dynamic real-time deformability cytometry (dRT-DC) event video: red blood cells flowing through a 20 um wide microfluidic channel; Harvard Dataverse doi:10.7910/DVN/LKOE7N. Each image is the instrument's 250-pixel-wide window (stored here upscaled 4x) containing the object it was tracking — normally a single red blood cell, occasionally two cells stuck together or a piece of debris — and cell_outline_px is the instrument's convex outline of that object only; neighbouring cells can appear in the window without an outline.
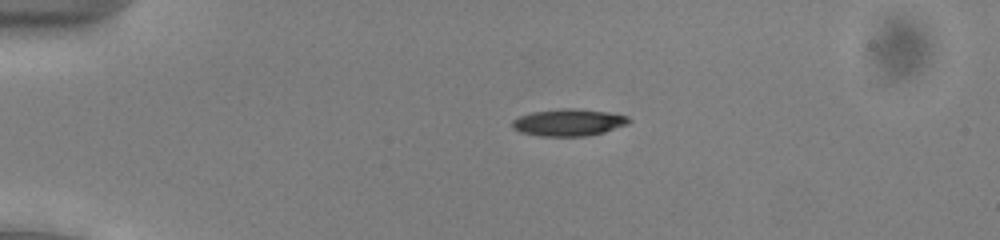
{"species": "common noctule bat (a hibernating species)", "species_latin": "Nyctalus noctula", "temperature_condition": "cold", "stored_images_in_passage": 42, "camera_frame_rate_fps": 3000, "um_per_image_px": 0.085, "animal": {"sex": "male", "body_mass_g": 13.0, "forearm_length_mm": 53.1}, "frame": {"image": 1, "passage_image": 1, "time_ms": 0.0, "image_size_px": [1000, 240], "cell_outline_px": [[632, 120], [628, 124], [604, 132], [588, 136], [540, 136], [520, 132], [512, 128], [512, 120], [520, 116], [532, 112], [560, 108], [572, 108], [608, 112], [628, 116]], "centroid_in_image_um": [48.34, 10.41], "position_along_channel_um": 36.7, "area_um2": 18.44}}
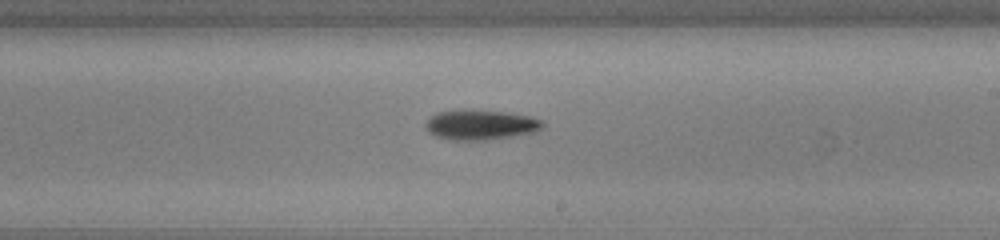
{"frame": {"image": 2, "passage_image": 21, "time_ms": 6.667, "image_size_px": [1000, 240], "cell_outline_px": [[544, 124], [536, 132], [488, 140], [452, 140], [436, 136], [428, 132], [424, 128], [424, 124], [436, 112], [464, 108], [472, 108], [504, 112], [528, 116], [540, 120]], "centroid_in_image_um": [40.78, 10.59], "position_along_channel_um": 248.2, "area_um2": 20.75}}
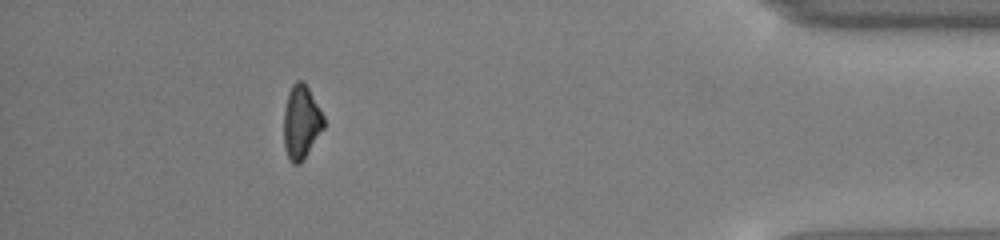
{"frame": {"image": 3, "passage_image": 37, "time_ms": 12.0, "image_size_px": [1000, 240], "cell_outline_px": [[324, 128], [300, 164], [292, 164], [284, 148], [284, 108], [288, 92], [292, 84], [296, 80], [304, 80], [320, 108], [324, 116]], "centroid_in_image_um": [25.6, 10.35], "position_along_channel_um": 409.6, "area_um2": 17.28}, "authors_computed_cell_mechanics": {"area_um2": 18.496, "velocity_mm_per_s": 3.9148, "shape_relaxation_time_tau1_ms": 4.3503, "shape_relaxation_time_tau2_ms": null, "deformation_change_tau1": 0.1498, "deformation_change_tau2": null}}